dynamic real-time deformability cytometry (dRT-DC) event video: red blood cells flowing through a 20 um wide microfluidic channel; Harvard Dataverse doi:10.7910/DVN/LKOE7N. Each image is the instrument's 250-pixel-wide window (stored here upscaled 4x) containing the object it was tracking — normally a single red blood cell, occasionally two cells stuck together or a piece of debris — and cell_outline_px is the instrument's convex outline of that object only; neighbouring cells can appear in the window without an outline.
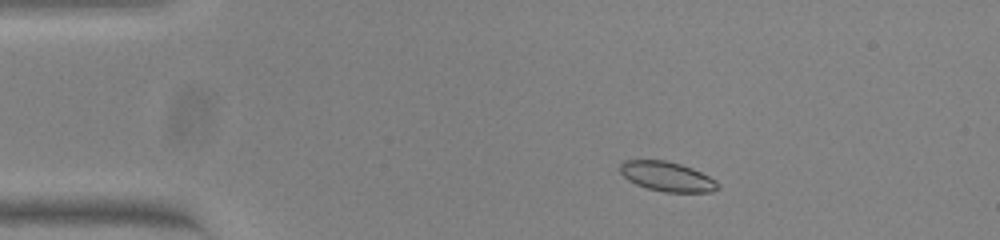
{"species": "common noctule bat (a hibernating species)", "species_latin": "Nyctalus noctula", "temperature_condition": "warm", "stored_images_in_passage": 51, "camera_frame_rate_fps": 3000, "um_per_image_px": 0.085, "animal": {"sex": "female", "body_mass_g": 23.0, "forearm_length_mm": 53.4}, "frame": {"image": 1, "passage_image": 7, "time_ms": 2.0, "image_size_px": [1000, 240], "cell_outline_px": [[720, 188], [712, 192], [664, 192], [648, 188], [636, 184], [628, 180], [620, 172], [620, 164], [624, 160], [664, 160], [680, 164], [692, 168], [716, 180], [720, 184]], "centroid_in_image_um": [56.72, 15.01], "position_along_channel_um": 28.3, "area_um2": 16.88}}
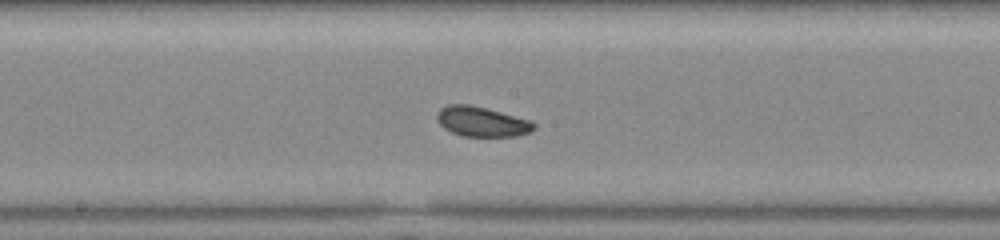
{"frame": {"image": 2, "passage_image": 26, "time_ms": 8.333, "image_size_px": [1000, 240], "cell_outline_px": [[536, 128], [532, 132], [516, 136], [464, 136], [452, 132], [444, 128], [436, 120], [436, 116], [440, 108], [448, 104], [468, 104], [500, 112], [528, 120], [536, 124]], "centroid_in_image_um": [40.94, 10.34], "position_along_channel_um": 207.3, "area_um2": 16.76}}
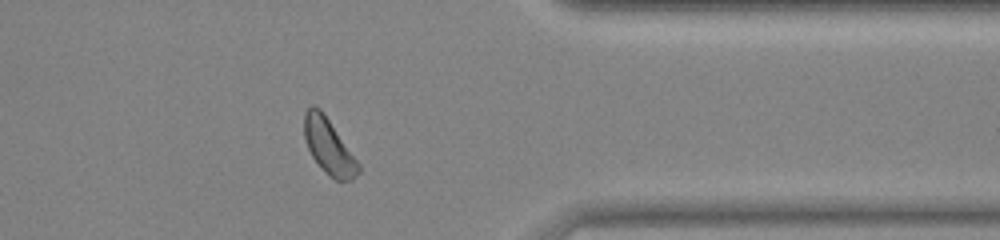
{"frame": {"image": 3, "passage_image": 41, "time_ms": 13.333, "image_size_px": [1000, 240], "cell_outline_px": [[360, 172], [352, 180], [336, 180], [328, 176], [312, 156], [304, 140], [304, 112], [312, 104], [320, 108], [360, 164]], "centroid_in_image_um": [27.93, 12.45], "position_along_channel_um": 383.5, "area_um2": 17.34}, "authors_computed_cell_mechanics": {"area_um2": 17.1666, "velocity_mm_per_s": 3.7944, "shape_relaxation_time_tau1_ms": null, "shape_relaxation_time_tau2_ms": 2.6718, "deformation_change_tau1": null, "deformation_change_tau2": 0.0697}}